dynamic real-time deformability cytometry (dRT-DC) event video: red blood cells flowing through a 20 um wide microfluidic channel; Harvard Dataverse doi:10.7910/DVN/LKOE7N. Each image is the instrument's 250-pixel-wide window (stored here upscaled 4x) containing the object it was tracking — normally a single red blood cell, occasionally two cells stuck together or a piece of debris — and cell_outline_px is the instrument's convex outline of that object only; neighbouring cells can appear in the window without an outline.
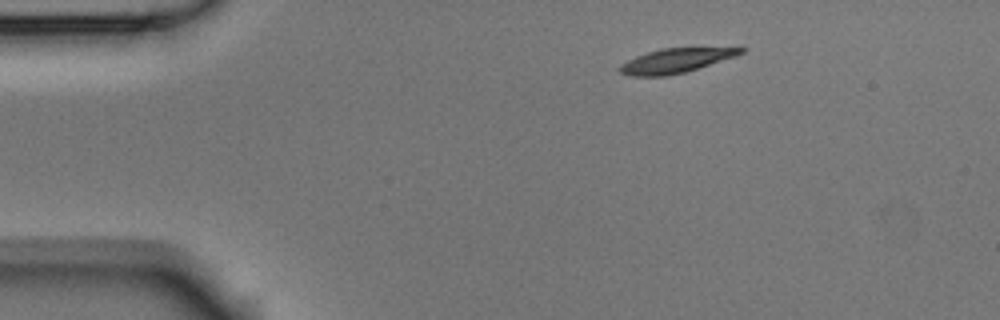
{"species": "Egyptian fruit bat (a non-hibernating species)", "species_latin": "Rousettus aegyptiacus", "temperature_condition": "room temperature", "stored_images_in_passage": 3, "camera_frame_rate_fps": 3000, "um_per_image_px": 0.085, "animal": {"sex": "male"}, "frame": {"image": 1, "passage_image": 1, "time_ms": 0.0, "image_size_px": [1000, 320], "cell_outline_px": [[748, 48], [744, 52], [736, 56], [684, 72], [664, 76], [632, 76], [620, 72], [620, 64], [636, 56], [648, 52], [664, 48]], "centroid_in_image_um": [57.43, 5.15], "position_along_channel_um": 27.6, "area_um2": 16.76}}
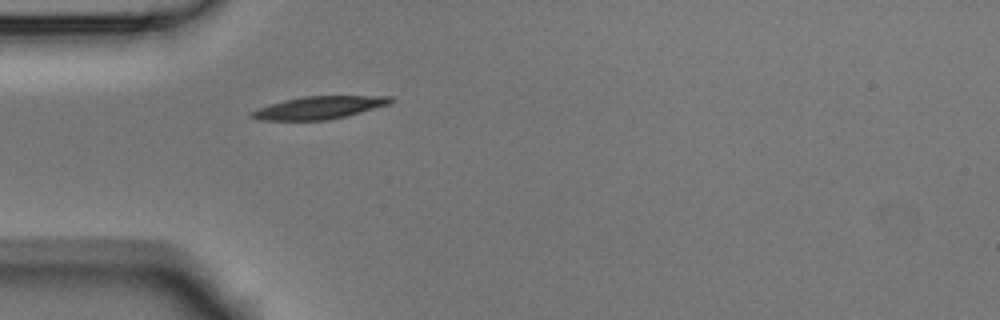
{"frame": {"image": 2, "passage_image": 3, "time_ms": 0.667, "image_size_px": [1000, 320], "cell_outline_px": [[396, 100], [388, 104], [360, 112], [328, 120], [260, 120], [248, 116], [248, 112], [256, 108], [284, 100], [304, 96], [392, 96]], "centroid_in_image_um": [27.06, 9.15], "position_along_channel_um": 57.9, "area_um2": 18.32}}